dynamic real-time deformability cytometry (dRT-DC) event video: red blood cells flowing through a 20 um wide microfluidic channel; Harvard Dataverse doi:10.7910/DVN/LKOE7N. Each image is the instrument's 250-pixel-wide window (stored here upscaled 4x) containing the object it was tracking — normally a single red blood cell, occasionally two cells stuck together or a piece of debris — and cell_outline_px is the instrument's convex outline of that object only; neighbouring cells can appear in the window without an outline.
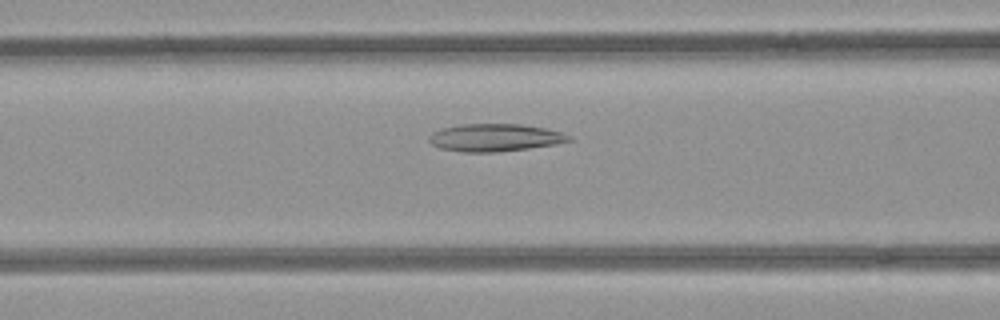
{"species": "common noctule bat (a hibernating species)", "species_latin": "Nyctalus noctula", "temperature_condition": "room temperature", "stored_images_in_passage": 52, "camera_frame_rate_fps": 3000, "um_per_image_px": 0.085, "animal": {"sex": "female", "body_mass_g": 21.9}, "frame": {"image": 1, "passage_image": 21, "time_ms": 6.667, "image_size_px": [1000, 320], "cell_outline_px": [[572, 140], [556, 144], [528, 148], [496, 152], [464, 152], [440, 148], [432, 144], [428, 140], [428, 136], [432, 132], [440, 128], [460, 124], [520, 124], [544, 128], [560, 132], [572, 136]], "centroid_in_image_um": [42.03, 11.69], "position_along_channel_um": 124.6, "area_um2": 22.48}}
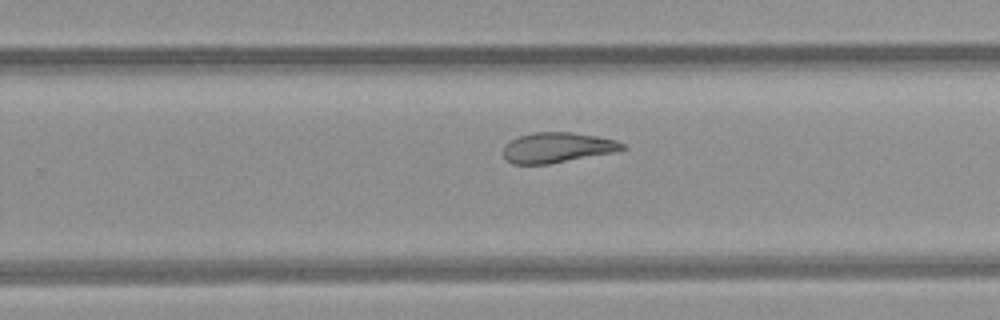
{"frame": {"image": 2, "passage_image": 33, "time_ms": 10.667, "image_size_px": [1000, 320], "cell_outline_px": [[628, 148], [616, 152], [548, 164], [512, 164], [504, 156], [504, 144], [520, 136], [532, 132], [572, 132], [596, 136], [616, 140], [624, 144]], "centroid_in_image_um": [47.4, 12.54], "position_along_channel_um": 282.4, "area_um2": 20.98}}
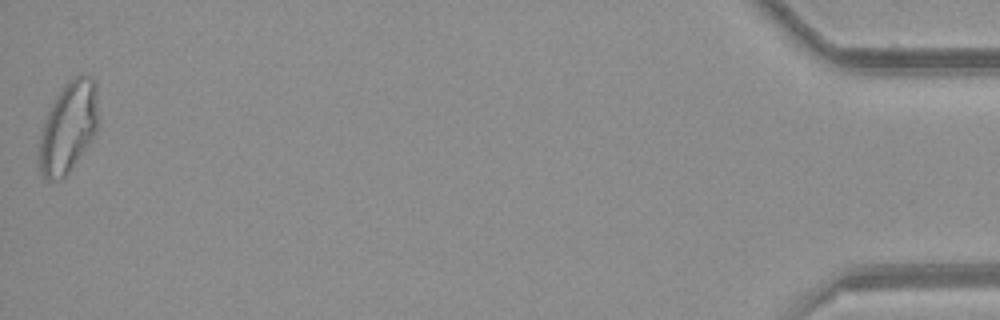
{"frame": {"image": 3, "passage_image": 52, "time_ms": 17.0, "image_size_px": [1000, 320], "cell_outline_px": [[100, 124], [96, 132], [64, 176], [60, 180], [44, 180], [40, 168], [40, 140], [44, 124], [48, 112], [56, 96], [64, 84], [72, 76], [80, 72], [92, 76], [96, 84], [100, 120]], "centroid_in_image_um": [5.87, 10.71], "position_along_channel_um": 429.3, "area_um2": 31.27}, "authors_computed_cell_mechanics": {"area_um2": 25.5765, "velocity_mm_per_s": 3.9526, "shape_relaxation_time_tau1_ms": null, "shape_relaxation_time_tau2_ms": 4.2464, "deformation_change_tau1": null, "deformation_change_tau2": 0.125}}